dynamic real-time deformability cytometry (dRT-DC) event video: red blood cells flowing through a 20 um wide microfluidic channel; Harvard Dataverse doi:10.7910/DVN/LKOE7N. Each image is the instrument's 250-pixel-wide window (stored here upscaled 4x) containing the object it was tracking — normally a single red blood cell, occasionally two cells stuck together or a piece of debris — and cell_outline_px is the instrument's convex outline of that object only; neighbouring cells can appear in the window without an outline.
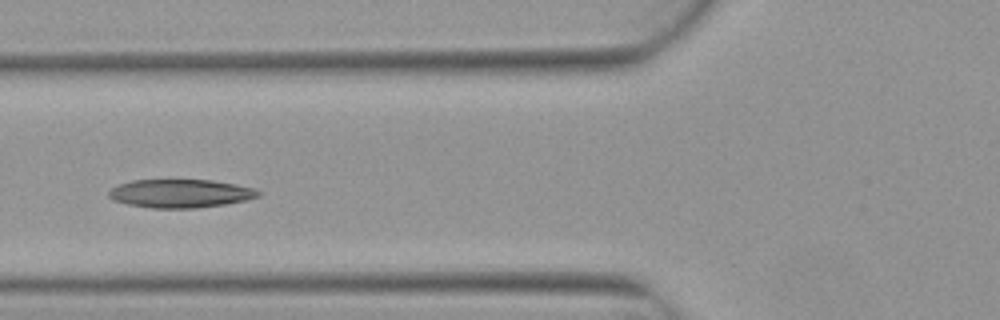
{"species": "Egyptian fruit bat (a non-hibernating species)", "species_latin": "Rousettus aegyptiacus", "temperature_condition": "warm", "stored_images_in_passage": 8, "camera_frame_rate_fps": 3000, "um_per_image_px": 0.085, "animal": {"sex": "female"}, "frame": {"image": 1, "passage_image": 6, "time_ms": 1.667, "image_size_px": [1000, 320], "cell_outline_px": [[260, 196], [244, 200], [224, 204], [196, 208], [152, 208], [128, 204], [112, 200], [108, 196], [108, 192], [112, 188], [120, 184], [132, 180], [212, 180], [236, 184], [252, 188], [260, 192]], "centroid_in_image_um": [15.31, 16.44], "position_along_channel_um": 110.5, "area_um2": 24.57}}
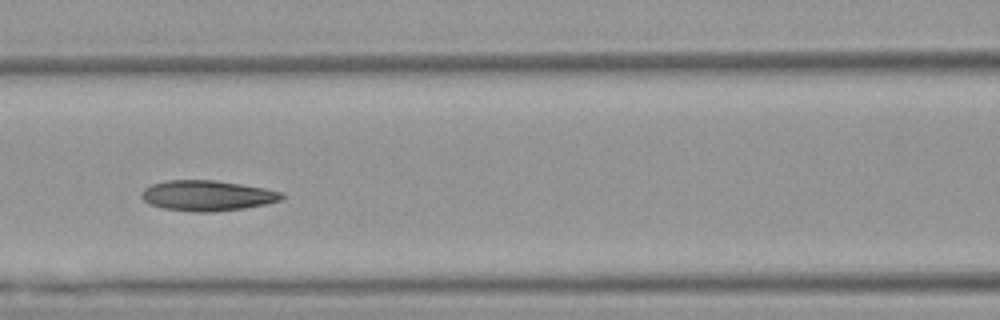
{"frame": {"image": 2, "passage_image": 7, "time_ms": 2.0, "image_size_px": [1000, 320], "cell_outline_px": [[284, 196], [280, 200], [264, 204], [244, 208], [212, 212], [196, 212], [164, 208], [148, 204], [140, 196], [140, 192], [144, 188], [152, 184], [164, 180], [216, 180], [264, 188], [284, 192]], "centroid_in_image_um": [17.58, 16.62], "position_along_channel_um": 149.0, "area_um2": 24.91}}
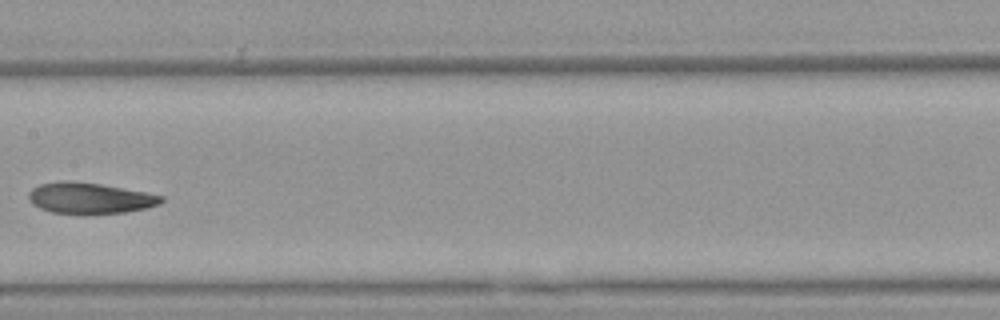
{"frame": {"image": 3, "passage_image": 8, "time_ms": 2.333, "image_size_px": [1000, 320], "cell_outline_px": [[164, 200], [160, 204], [148, 208], [124, 212], [88, 216], [76, 216], [52, 212], [40, 208], [32, 204], [28, 196], [28, 192], [32, 188], [40, 184], [100, 184], [144, 192], [164, 196]], "centroid_in_image_um": [7.68, 16.93], "position_along_channel_um": 199.7, "area_um2": 23.7}}